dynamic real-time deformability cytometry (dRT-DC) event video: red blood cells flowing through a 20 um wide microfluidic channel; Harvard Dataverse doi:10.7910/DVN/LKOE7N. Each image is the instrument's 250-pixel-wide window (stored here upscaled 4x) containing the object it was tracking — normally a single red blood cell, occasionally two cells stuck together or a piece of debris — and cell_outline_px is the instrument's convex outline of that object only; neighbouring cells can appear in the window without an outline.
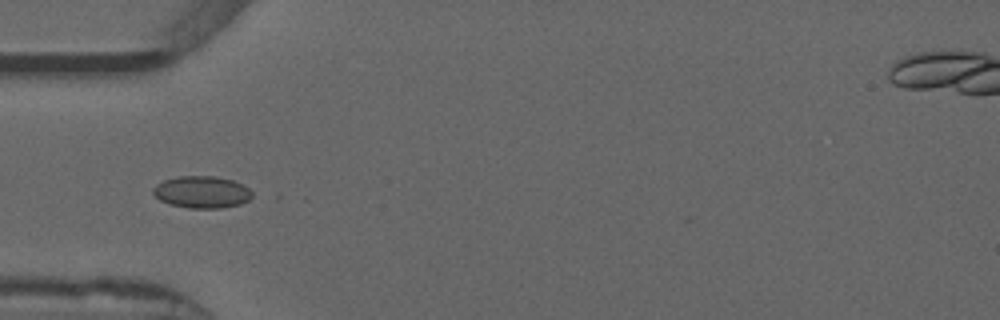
{"species": "common noctule bat (a hibernating species)", "species_latin": "Nyctalus noctula", "temperature_condition": "warm", "stored_images_in_passage": 52, "camera_frame_rate_fps": 3000, "um_per_image_px": 0.085, "animal": {"sex": "male", "forearm_length_mm": 52.5}, "frame": {"image": 1, "passage_image": 16, "time_ms": 5.0, "image_size_px": [1000, 320], "cell_outline_px": [[252, 196], [248, 200], [240, 204], [220, 208], [188, 208], [168, 204], [160, 200], [152, 192], [152, 188], [156, 184], [164, 180], [180, 176], [216, 176], [232, 180], [248, 188], [252, 192]], "centroid_in_image_um": [17.13, 16.33], "position_along_channel_um": 67.9, "area_um2": 18.44}, "authors_computed_cell_mechanics": {"area_um2": 16.9354, "velocity_mm_per_s": 3.8779, "shape_relaxation_time_tau1_ms": 10.2034, "shape_relaxation_time_tau2_ms": null, "deformation_change_tau1": 0.1808, "deformation_change_tau2": null}}